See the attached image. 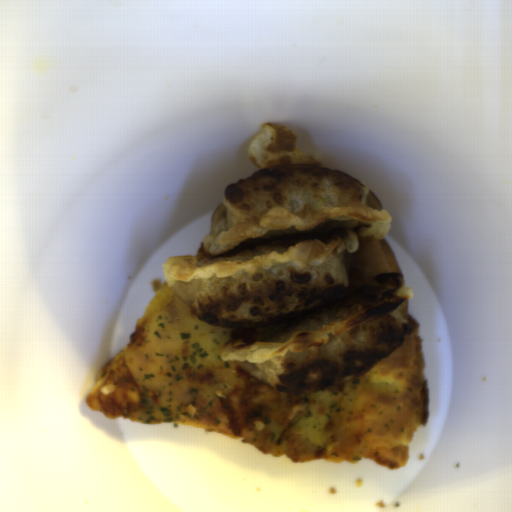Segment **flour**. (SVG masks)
<instances>
[{
    "label": "flour",
    "instance_id": "1",
    "mask_svg": "<svg viewBox=\"0 0 512 512\" xmlns=\"http://www.w3.org/2000/svg\"><path fill=\"white\" fill-rule=\"evenodd\" d=\"M392 228L377 194L326 167L264 168L227 185L203 240L206 258L161 265L173 294L203 323L254 329L293 320L270 339L222 344L264 385L309 395L366 374L411 336L402 307L413 290L401 272L352 290L360 240Z\"/></svg>",
    "mask_w": 512,
    "mask_h": 512
}]
</instances>
